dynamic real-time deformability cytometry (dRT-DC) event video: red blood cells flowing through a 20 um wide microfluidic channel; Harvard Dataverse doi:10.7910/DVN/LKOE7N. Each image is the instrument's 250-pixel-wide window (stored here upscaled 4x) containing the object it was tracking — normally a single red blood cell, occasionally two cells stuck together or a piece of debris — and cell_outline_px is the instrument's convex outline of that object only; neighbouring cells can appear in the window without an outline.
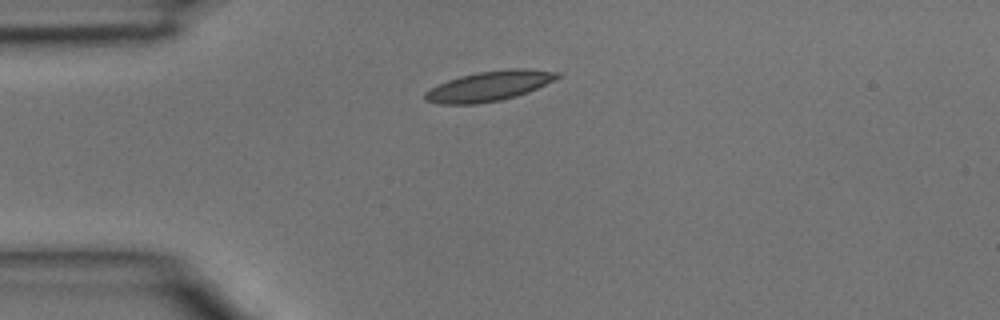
{"species": "common noctule bat (a hibernating species)", "species_latin": "Nyctalus noctula", "temperature_condition": "room temperature", "stored_images_in_passage": 1, "camera_frame_rate_fps": 3000, "um_per_image_px": 0.085, "animal": {"sex": "male", "body_mass_g": 15.6}, "frame": {"image": 1, "passage_image": 1, "time_ms": 0.0, "image_size_px": [1000, 320], "cell_outline_px": [[560, 76], [528, 92], [516, 96], [500, 100], [476, 104], [440, 104], [424, 100], [424, 92], [448, 80], [460, 76], [476, 72], [508, 68], [524, 68], [560, 72]], "centroid_in_image_um": [41.56, 7.31], "position_along_channel_um": 43.4, "area_um2": 22.95}}